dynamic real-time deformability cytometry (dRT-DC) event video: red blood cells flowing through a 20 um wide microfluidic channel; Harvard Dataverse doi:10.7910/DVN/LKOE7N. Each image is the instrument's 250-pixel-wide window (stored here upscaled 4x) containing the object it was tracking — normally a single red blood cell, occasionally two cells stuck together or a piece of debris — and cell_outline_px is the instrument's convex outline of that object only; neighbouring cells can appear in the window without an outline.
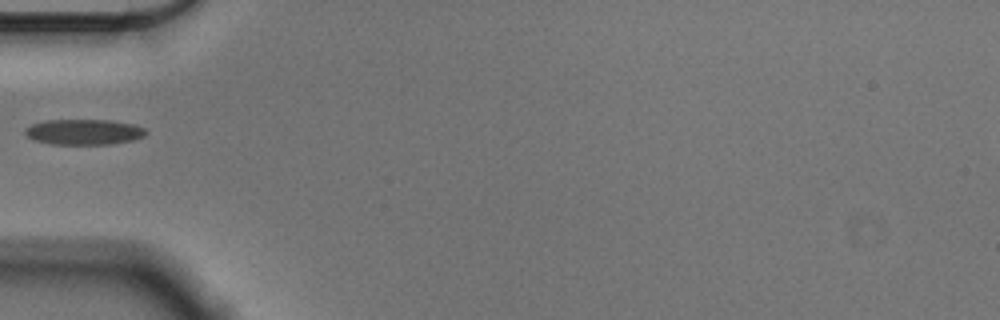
{"species": "Egyptian fruit bat (a non-hibernating species)", "species_latin": "Rousettus aegyptiacus", "temperature_condition": "cold", "stored_images_in_passage": 36, "camera_frame_rate_fps": 3000, "um_per_image_px": 0.085, "animal": {"sex": "male"}, "frame": {"image": 1, "passage_image": 1, "time_ms": 0.0, "image_size_px": [1000, 320], "cell_outline_px": [[148, 132], [144, 136], [132, 140], [112, 144], [52, 144], [36, 140], [28, 136], [24, 132], [24, 128], [32, 124], [44, 120], [108, 120], [132, 124], [144, 128]], "centroid_in_image_um": [7.13, 11.21], "position_along_channel_um": 77.9, "area_um2": 17.86}}
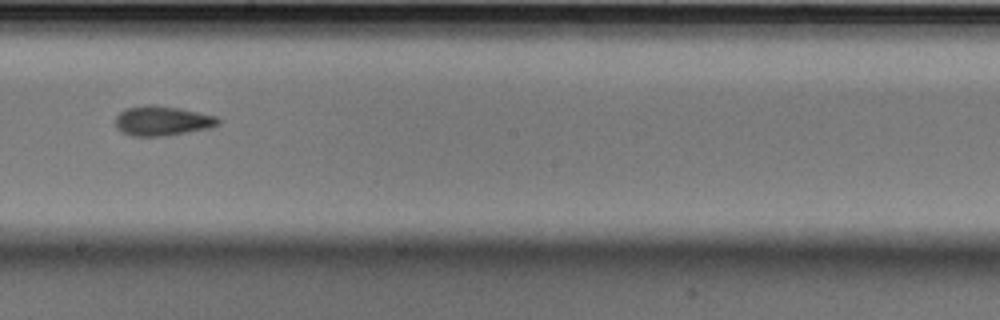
{"frame": {"image": 2, "passage_image": 14, "time_ms": 4.333, "image_size_px": [1000, 320], "cell_outline_px": [[220, 124], [212, 128], [168, 136], [132, 136], [120, 132], [116, 128], [116, 116], [124, 108], [148, 104], [180, 108], [216, 116], [220, 120]], "centroid_in_image_um": [13.79, 10.28], "position_along_channel_um": 234.4, "area_um2": 18.09}}
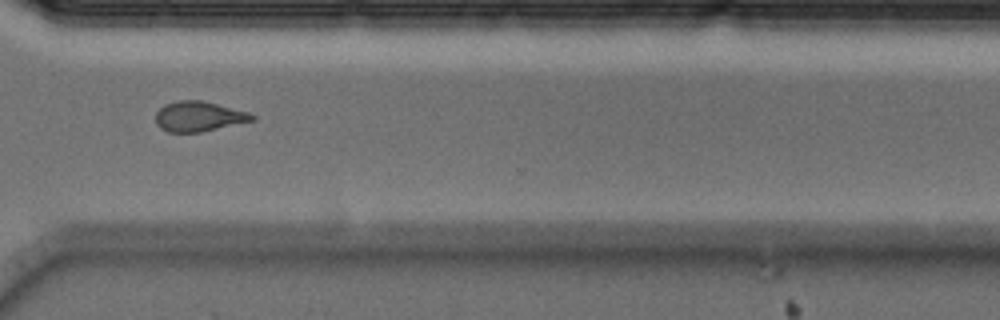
{"frame": {"image": 3, "passage_image": 24, "time_ms": 7.667, "image_size_px": [1000, 320], "cell_outline_px": [[256, 120], [200, 132], [168, 132], [160, 128], [156, 124], [156, 112], [164, 104], [180, 100], [200, 100], [248, 112], [256, 116]], "centroid_in_image_um": [16.88, 9.9], "position_along_channel_um": 353.7, "area_um2": 16.82}}